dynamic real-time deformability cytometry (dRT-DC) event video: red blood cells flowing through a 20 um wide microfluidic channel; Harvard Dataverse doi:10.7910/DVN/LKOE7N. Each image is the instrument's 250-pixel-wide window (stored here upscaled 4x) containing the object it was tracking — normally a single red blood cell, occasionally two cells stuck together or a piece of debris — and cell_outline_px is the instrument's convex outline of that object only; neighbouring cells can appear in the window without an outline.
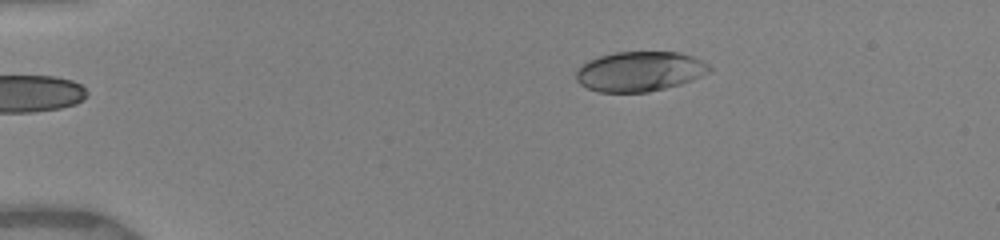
{"species": "human", "species_latin": "Homo sapiens", "temperature_condition": "warm", "stored_images_in_passage": 6, "camera_frame_rate_fps": 3000, "um_per_image_px": 0.085, "donor": {"sex": "female"}, "frame": {"image": 1, "passage_image": 6, "time_ms": 6.0, "image_size_px": [1000, 240], "cell_outline_px": [[712, 72], [692, 80], [680, 84], [648, 92], [600, 92], [588, 88], [580, 84], [576, 80], [576, 68], [588, 60], [600, 56], [616, 52], [680, 52], [692, 56], [708, 64], [712, 68]], "centroid_in_image_um": [54.37, 6.07], "position_along_channel_um": 30.6, "area_um2": 31.1}}